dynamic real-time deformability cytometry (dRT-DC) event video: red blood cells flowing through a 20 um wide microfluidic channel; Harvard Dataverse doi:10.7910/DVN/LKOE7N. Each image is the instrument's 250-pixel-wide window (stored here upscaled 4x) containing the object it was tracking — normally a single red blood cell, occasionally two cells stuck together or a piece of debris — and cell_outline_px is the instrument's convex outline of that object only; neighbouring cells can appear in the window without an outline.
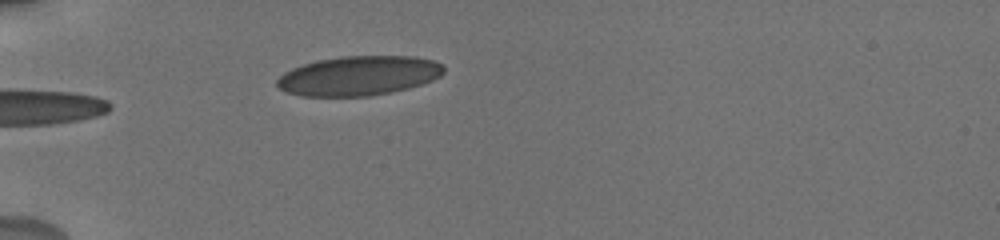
{"species": "human", "species_latin": "Homo sapiens", "temperature_condition": "cold", "stored_images_in_passage": 36, "camera_frame_rate_fps": 3000, "um_per_image_px": 0.085, "donor": {"sex": "male"}, "frame": {"image": 1, "passage_image": 1, "time_ms": 0.0, "image_size_px": [1000, 240], "cell_outline_px": [[444, 72], [440, 76], [432, 80], [408, 88], [368, 96], [300, 96], [284, 92], [276, 84], [276, 80], [284, 72], [292, 68], [316, 60], [340, 56], [416, 56], [436, 60], [444, 68]], "centroid_in_image_um": [30.47, 6.43], "position_along_channel_um": 54.5, "area_um2": 38.49}}
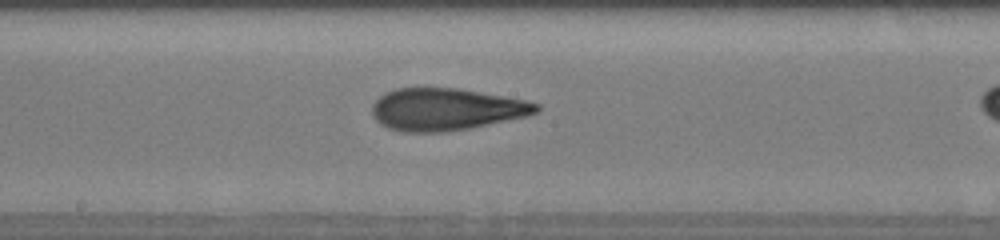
{"frame": {"image": 2, "passage_image": 15, "time_ms": 3.333, "image_size_px": [1000, 240], "cell_outline_px": [[540, 108], [536, 112], [524, 116], [468, 128], [444, 132], [400, 132], [388, 128], [380, 124], [376, 120], [372, 112], [372, 104], [384, 92], [396, 88], [456, 88], [524, 100], [540, 104]], "centroid_in_image_um": [37.84, 9.29], "position_along_channel_um": 210.4, "area_um2": 39.94}}
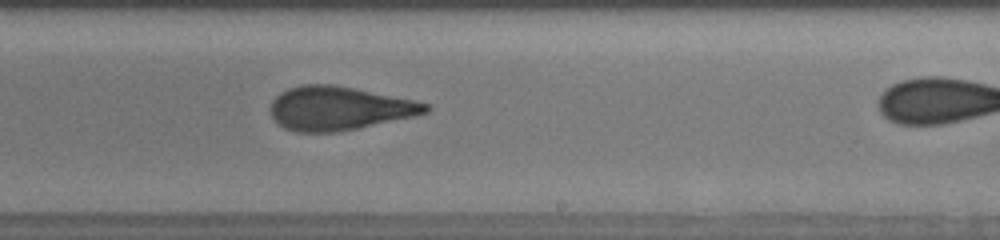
{"frame": {"image": 3, "passage_image": 22, "time_ms": 4.667, "image_size_px": [1000, 240], "cell_outline_px": [[432, 108], [428, 112], [416, 116], [336, 132], [296, 132], [284, 128], [272, 116], [272, 100], [280, 92], [288, 88], [300, 84], [336, 84], [416, 100], [428, 104]], "centroid_in_image_um": [28.85, 9.19], "position_along_channel_um": 260.2, "area_um2": 39.59}}